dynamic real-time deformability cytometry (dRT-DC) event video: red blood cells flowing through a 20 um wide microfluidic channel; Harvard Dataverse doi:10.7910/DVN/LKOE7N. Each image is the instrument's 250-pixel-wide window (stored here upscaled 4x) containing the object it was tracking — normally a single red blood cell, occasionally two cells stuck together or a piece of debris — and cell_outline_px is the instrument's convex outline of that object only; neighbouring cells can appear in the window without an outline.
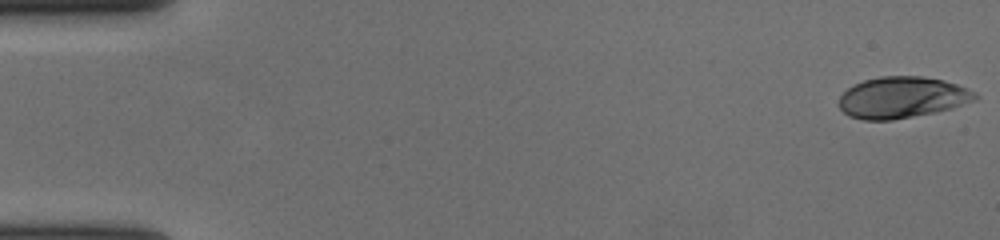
{"species": "human", "species_latin": "Homo sapiens", "temperature_condition": "cold", "stored_images_in_passage": 57, "camera_frame_rate_fps": 3000, "um_per_image_px": 0.085, "donor": {"sex": "female"}, "frame": {"image": 1, "passage_image": 1, "time_ms": 0.0, "image_size_px": [1000, 240], "cell_outline_px": [[980, 96], [976, 100], [952, 108], [936, 112], [892, 120], [864, 120], [848, 116], [840, 108], [840, 96], [852, 84], [864, 80], [880, 76], [924, 76], [944, 80], [968, 88], [976, 92]], "centroid_in_image_um": [76.7, 8.28], "position_along_channel_um": 8.3, "area_um2": 33.0}}
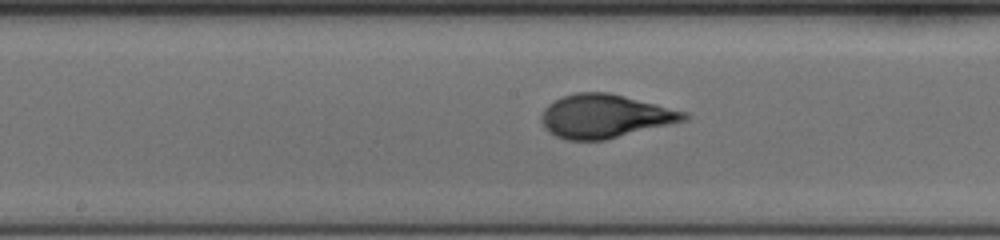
{"frame": {"image": 2, "passage_image": 30, "time_ms": 9.667, "image_size_px": [1000, 240], "cell_outline_px": [[692, 116], [688, 120], [604, 140], [568, 140], [556, 136], [548, 132], [544, 128], [540, 120], [540, 116], [544, 108], [548, 104], [560, 96], [576, 92], [608, 92], [688, 112]], "centroid_in_image_um": [51.4, 9.87], "position_along_channel_um": 196.8, "area_um2": 36.41}}
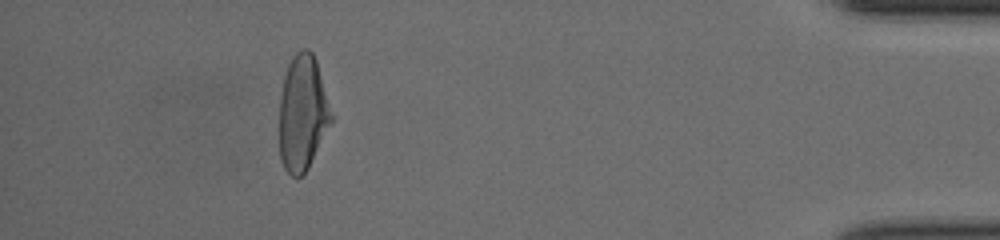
{"frame": {"image": 3, "passage_image": 52, "time_ms": 17.0, "image_size_px": [1000, 240], "cell_outline_px": [[332, 120], [308, 168], [300, 176], [292, 176], [284, 168], [280, 160], [280, 96], [284, 76], [288, 64], [292, 56], [300, 48], [308, 48], [312, 52], [316, 60], [332, 112]], "centroid_in_image_um": [25.71, 9.57], "position_along_channel_um": 409.5, "area_um2": 34.74}, "authors_computed_cell_mechanics": {"area_um2": 35.3158, "velocity_mm_per_s": 3.6657, "shape_relaxation_time_tau1_ms": 4.6197, "shape_relaxation_time_tau2_ms": 0.6318, "deformation_change_tau1": 0.1966, "deformation_change_tau2": 0.0629}}